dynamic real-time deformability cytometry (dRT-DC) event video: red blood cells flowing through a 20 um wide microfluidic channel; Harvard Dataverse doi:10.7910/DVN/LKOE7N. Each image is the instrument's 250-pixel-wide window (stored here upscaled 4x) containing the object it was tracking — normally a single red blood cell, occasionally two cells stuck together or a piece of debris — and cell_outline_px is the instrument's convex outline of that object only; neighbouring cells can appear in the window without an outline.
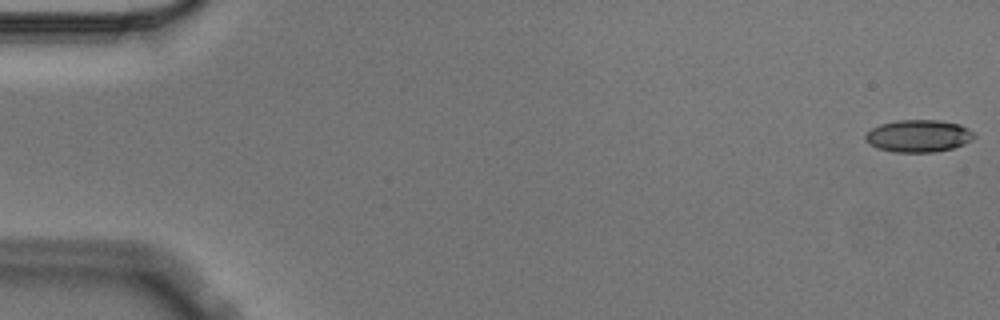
{"species": "Egyptian fruit bat (a non-hibernating species)", "species_latin": "Rousettus aegyptiacus", "temperature_condition": "cold", "stored_images_in_passage": 5, "camera_frame_rate_fps": 3000, "um_per_image_px": 0.085, "animal": {"sex": "male"}, "frame": {"image": 1, "passage_image": 1, "time_ms": 0.0, "image_size_px": [1000, 320], "cell_outline_px": [[976, 136], [972, 140], [964, 144], [952, 148], [936, 152], [892, 152], [876, 148], [864, 140], [864, 136], [872, 128], [880, 124], [896, 120], [940, 120], [960, 124], [968, 128]], "centroid_in_image_um": [78.06, 11.55], "position_along_channel_um": 6.9, "area_um2": 20.63}}
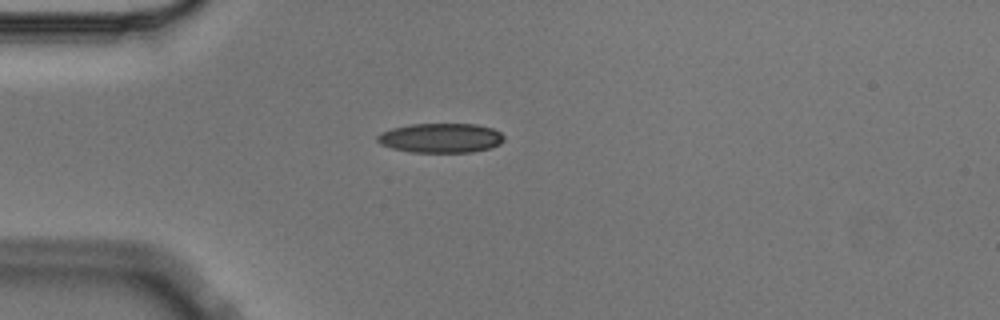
{"frame": {"image": 2, "passage_image": 5, "time_ms": 1.333, "image_size_px": [1000, 320], "cell_outline_px": [[504, 140], [500, 144], [488, 148], [472, 152], [412, 152], [392, 148], [380, 144], [376, 140], [376, 136], [380, 132], [392, 128], [408, 124], [476, 124], [492, 128], [500, 132], [504, 136]], "centroid_in_image_um": [37.44, 11.72], "position_along_channel_um": 47.6, "area_um2": 21.85}}